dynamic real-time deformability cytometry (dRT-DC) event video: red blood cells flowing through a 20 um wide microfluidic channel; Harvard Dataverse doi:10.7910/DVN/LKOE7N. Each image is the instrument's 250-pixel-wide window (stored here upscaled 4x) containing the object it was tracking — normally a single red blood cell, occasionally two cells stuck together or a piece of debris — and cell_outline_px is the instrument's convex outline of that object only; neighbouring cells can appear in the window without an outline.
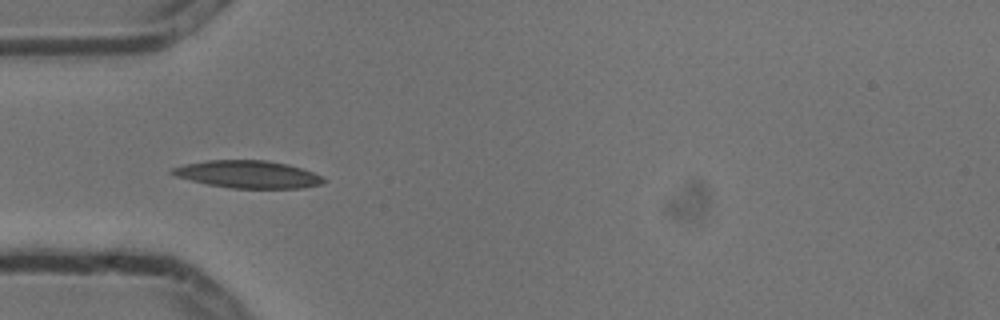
{"species": "common noctule bat (a hibernating species)", "species_latin": "Nyctalus noctula", "temperature_condition": "cold", "stored_images_in_passage": 9, "camera_frame_rate_fps": 3000, "um_per_image_px": 0.085, "animal": {"sex": "male", "body_mass_g": 13.3}, "frame": {"image": 1, "passage_image": 4, "time_ms": 1.0, "image_size_px": [1000, 320], "cell_outline_px": [[328, 180], [324, 184], [304, 188], [232, 188], [208, 184], [176, 176], [168, 172], [172, 168], [184, 164], [208, 160], [268, 160], [288, 164], [324, 176]], "centroid_in_image_um": [21.14, 14.82], "position_along_channel_um": 63.9, "area_um2": 24.33}}
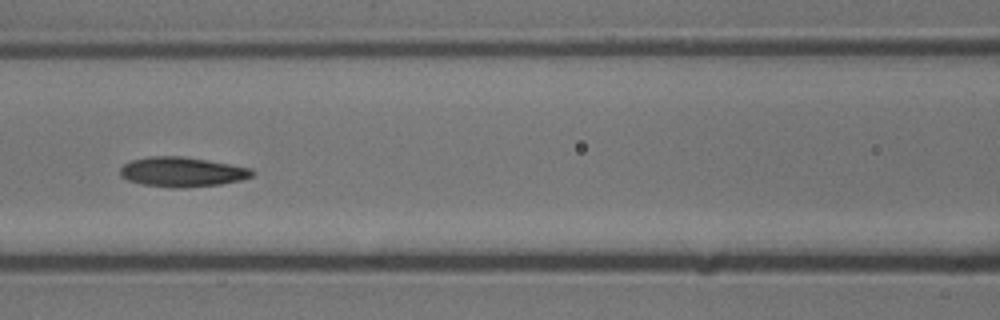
{"frame": {"image": 2, "passage_image": 6, "time_ms": 1.667, "image_size_px": [1000, 320], "cell_outline_px": [[256, 172], [252, 176], [240, 180], [220, 184], [184, 188], [172, 188], [144, 184], [128, 180], [120, 176], [120, 168], [124, 164], [132, 160], [148, 156], [184, 156], [208, 160], [252, 168]], "centroid_in_image_um": [15.49, 14.61], "position_along_channel_um": 151.1, "area_um2": 22.95}}
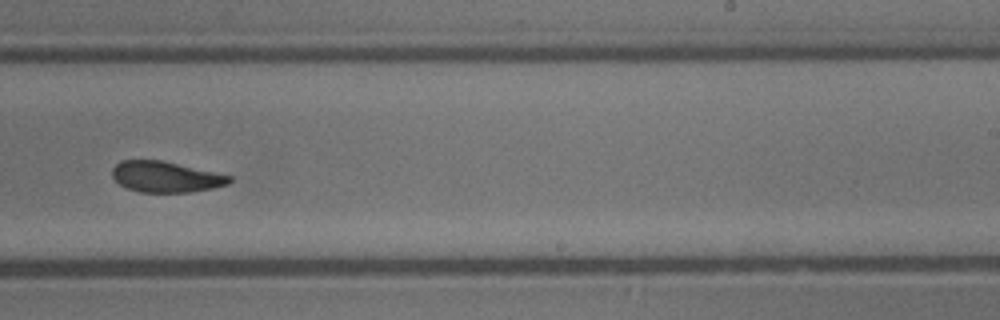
{"frame": {"image": 3, "passage_image": 9, "time_ms": 2.667, "image_size_px": [1000, 320], "cell_outline_px": [[232, 180], [228, 184], [212, 188], [192, 192], [140, 192], [128, 188], [120, 184], [112, 176], [112, 168], [120, 160], [160, 160], [232, 176]], "centroid_in_image_um": [14.07, 15.03], "position_along_channel_um": 274.9, "area_um2": 20.87}}